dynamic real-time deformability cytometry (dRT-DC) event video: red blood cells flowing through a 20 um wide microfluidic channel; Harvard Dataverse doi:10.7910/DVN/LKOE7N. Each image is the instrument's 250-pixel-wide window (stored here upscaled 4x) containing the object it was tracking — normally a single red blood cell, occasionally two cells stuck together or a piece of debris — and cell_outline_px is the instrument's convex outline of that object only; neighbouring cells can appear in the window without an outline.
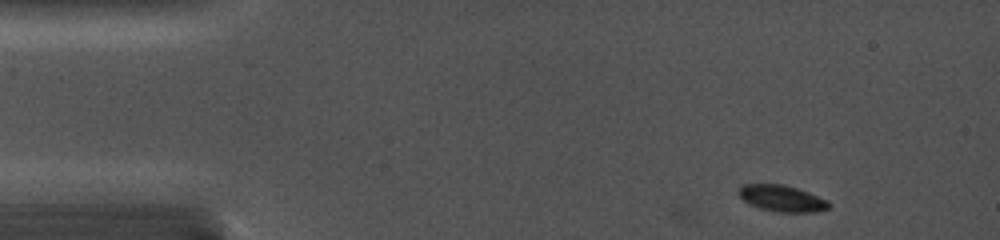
{"species": "common noctule bat (a hibernating species)", "species_latin": "Nyctalus noctula", "temperature_condition": "cold", "stored_images_in_passage": 2, "camera_frame_rate_fps": 5000, "um_per_image_px": 0.085, "animal": {"sex": "female", "body_mass_g": 19.0, "forearm_length_mm": 56.7}, "frame": {"image": 1, "passage_image": 2, "time_ms": 0.2, "image_size_px": [1000, 240], "cell_outline_px": [[832, 204], [828, 208], [816, 212], [776, 212], [760, 208], [748, 204], [736, 192], [744, 184], [784, 184], [808, 192], [828, 200]], "centroid_in_image_um": [66.47, 16.87], "position_along_channel_um": 18.5, "area_um2": 13.93}}